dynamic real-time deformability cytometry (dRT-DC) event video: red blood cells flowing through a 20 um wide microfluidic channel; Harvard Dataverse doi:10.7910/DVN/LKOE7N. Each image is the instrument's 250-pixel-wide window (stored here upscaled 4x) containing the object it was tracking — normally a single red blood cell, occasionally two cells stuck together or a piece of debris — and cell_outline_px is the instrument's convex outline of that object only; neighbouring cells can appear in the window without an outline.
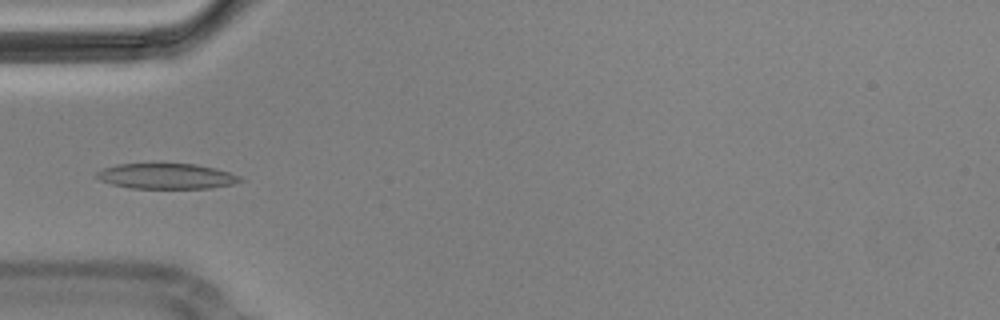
{"species": "Egyptian fruit bat (a non-hibernating species)", "species_latin": "Rousettus aegyptiacus", "temperature_condition": "cold", "stored_images_in_passage": 9, "camera_frame_rate_fps": 3000, "um_per_image_px": 0.085, "animal": {"sex": "male"}, "frame": {"image": 1, "passage_image": 3, "time_ms": 0.667, "image_size_px": [1000, 320], "cell_outline_px": [[244, 180], [232, 184], [212, 188], [132, 188], [112, 184], [100, 180], [96, 176], [96, 172], [104, 168], [116, 164], [196, 164], [216, 168], [240, 176]], "centroid_in_image_um": [14.16, 14.97], "position_along_channel_um": 70.8, "area_um2": 21.15}}